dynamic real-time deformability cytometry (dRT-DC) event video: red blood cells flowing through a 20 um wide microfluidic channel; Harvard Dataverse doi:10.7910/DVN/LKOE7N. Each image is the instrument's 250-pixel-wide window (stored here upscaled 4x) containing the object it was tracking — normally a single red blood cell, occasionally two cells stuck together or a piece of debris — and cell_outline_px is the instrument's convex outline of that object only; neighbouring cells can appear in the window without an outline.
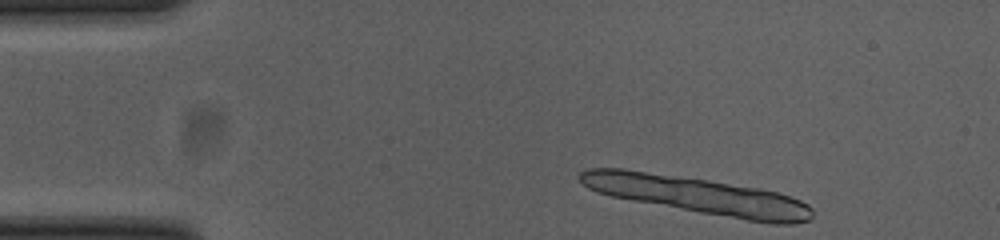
{"species": "common noctule bat (a hibernating species)", "species_latin": "Nyctalus noctula", "temperature_condition": "cold", "stored_images_in_passage": 8, "camera_frame_rate_fps": 3000, "um_per_image_px": 0.085, "animal": {"sex": "female", "body_mass_g": 23.0, "forearm_length_mm": 53.4}, "frame": {"image": 1, "passage_image": 1, "time_ms": 0.0, "image_size_px": [1000, 240], "cell_outline_px": [[812, 216], [808, 220], [792, 224], [772, 224], [700, 212], [632, 200], [612, 196], [596, 192], [588, 188], [576, 176], [584, 168], [624, 168], [708, 180], [760, 188], [776, 192], [800, 200], [808, 204], [812, 208]], "centroid_in_image_um": [59.28, 16.59], "position_along_channel_um": 25.7, "area_um2": 49.94}}